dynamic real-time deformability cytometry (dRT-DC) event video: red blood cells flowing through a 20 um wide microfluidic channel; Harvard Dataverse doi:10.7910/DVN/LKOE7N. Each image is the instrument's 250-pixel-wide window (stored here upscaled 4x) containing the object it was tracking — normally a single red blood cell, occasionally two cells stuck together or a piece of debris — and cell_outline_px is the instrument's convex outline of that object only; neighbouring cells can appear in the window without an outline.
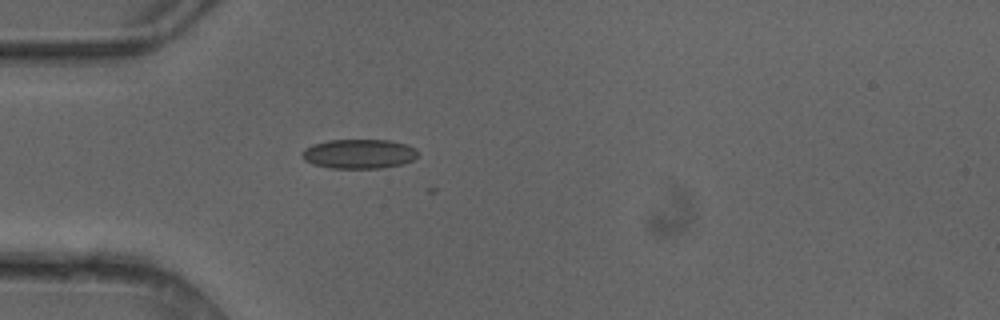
{"species": "common noctule bat (a hibernating species)", "species_latin": "Nyctalus noctula", "temperature_condition": "cold", "stored_images_in_passage": 3, "camera_frame_rate_fps": 3000, "um_per_image_px": 0.085, "animal": {"sex": "female"}, "frame": {"image": 1, "passage_image": 3, "time_ms": 0.667, "image_size_px": [1000, 320], "cell_outline_px": [[416, 156], [412, 160], [404, 164], [384, 168], [332, 168], [312, 164], [304, 160], [300, 156], [300, 152], [304, 148], [312, 144], [328, 140], [388, 140], [408, 144], [416, 148]], "centroid_in_image_um": [30.48, 13.08], "position_along_channel_um": 54.5, "area_um2": 20.11}}